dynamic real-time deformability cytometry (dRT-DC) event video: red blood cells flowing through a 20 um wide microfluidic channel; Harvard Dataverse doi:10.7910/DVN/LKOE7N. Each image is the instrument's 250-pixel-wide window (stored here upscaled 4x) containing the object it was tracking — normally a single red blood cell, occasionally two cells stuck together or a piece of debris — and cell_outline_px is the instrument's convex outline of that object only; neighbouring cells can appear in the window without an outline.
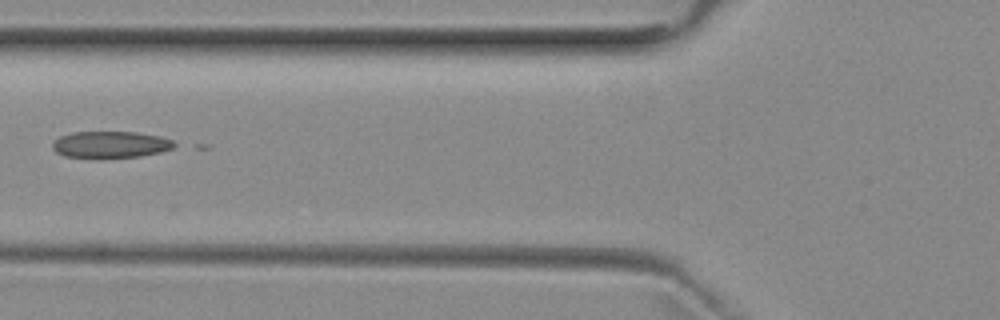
{"species": "common noctule bat (a hibernating species)", "species_latin": "Nyctalus noctula", "temperature_condition": "room temperature", "stored_images_in_passage": 5, "camera_frame_rate_fps": 3000, "um_per_image_px": 0.085, "animal": {"sex": "female", "body_mass_g": 29.2, "forearm_length_mm": 56.3}, "frame": {"image": 1, "passage_image": 3, "time_ms": 2.333, "image_size_px": [1000, 320], "cell_outline_px": [[180, 144], [172, 148], [160, 152], [140, 156], [100, 160], [64, 156], [56, 152], [52, 148], [52, 140], [60, 136], [72, 132], [136, 132], [160, 136], [172, 140]], "centroid_in_image_um": [9.37, 12.32], "position_along_channel_um": 116.4, "area_um2": 19.65}}
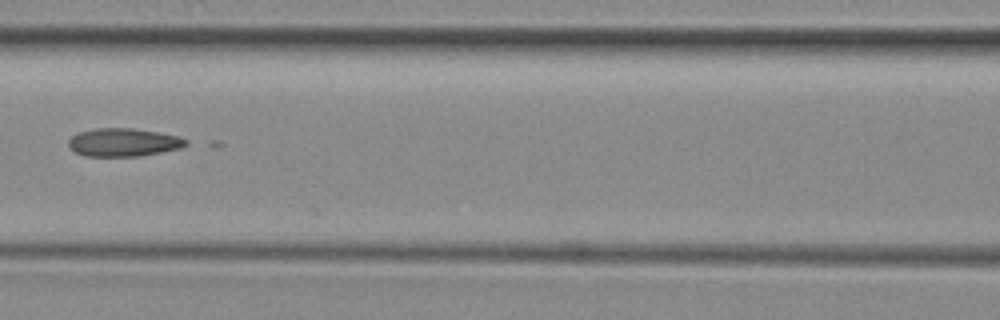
{"frame": {"image": 2, "passage_image": 4, "time_ms": 3.333, "image_size_px": [1000, 320], "cell_outline_px": [[188, 144], [180, 148], [140, 156], [84, 156], [76, 152], [68, 144], [68, 140], [76, 132], [92, 128], [132, 128], [160, 132], [180, 136], [188, 140]], "centroid_in_image_um": [10.5, 12.08], "position_along_channel_um": 156.1, "area_um2": 19.42}}
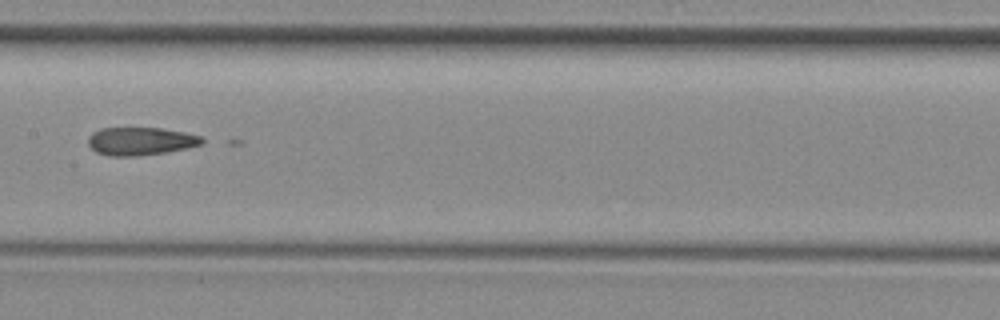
{"frame": {"image": 3, "passage_image": 5, "time_ms": 4.333, "image_size_px": [1000, 320], "cell_outline_px": [[204, 140], [200, 144], [188, 148], [168, 152], [136, 156], [108, 156], [96, 152], [88, 144], [88, 136], [92, 132], [100, 128], [160, 128], [184, 132], [200, 136]], "centroid_in_image_um": [11.91, 12.0], "position_along_channel_um": 195.5, "area_um2": 18.61}}